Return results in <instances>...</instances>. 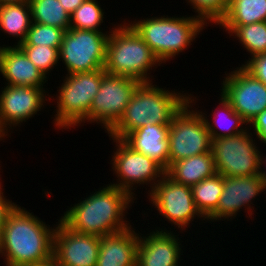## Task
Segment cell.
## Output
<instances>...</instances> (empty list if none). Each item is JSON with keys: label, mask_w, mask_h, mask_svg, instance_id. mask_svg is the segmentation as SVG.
<instances>
[{"label": "cell", "mask_w": 266, "mask_h": 266, "mask_svg": "<svg viewBox=\"0 0 266 266\" xmlns=\"http://www.w3.org/2000/svg\"><path fill=\"white\" fill-rule=\"evenodd\" d=\"M29 266H62L53 256L45 261Z\"/></svg>", "instance_id": "cell-37"}, {"label": "cell", "mask_w": 266, "mask_h": 266, "mask_svg": "<svg viewBox=\"0 0 266 266\" xmlns=\"http://www.w3.org/2000/svg\"><path fill=\"white\" fill-rule=\"evenodd\" d=\"M29 60L47 78L48 73L59 63V49L48 46L18 45ZM50 71V72H49Z\"/></svg>", "instance_id": "cell-30"}, {"label": "cell", "mask_w": 266, "mask_h": 266, "mask_svg": "<svg viewBox=\"0 0 266 266\" xmlns=\"http://www.w3.org/2000/svg\"><path fill=\"white\" fill-rule=\"evenodd\" d=\"M3 46L0 49V73L6 79V85L43 87L48 78L28 59L24 51L18 45Z\"/></svg>", "instance_id": "cell-18"}, {"label": "cell", "mask_w": 266, "mask_h": 266, "mask_svg": "<svg viewBox=\"0 0 266 266\" xmlns=\"http://www.w3.org/2000/svg\"><path fill=\"white\" fill-rule=\"evenodd\" d=\"M110 34L103 31L69 28L64 32L59 48L67 74L104 69L106 45Z\"/></svg>", "instance_id": "cell-9"}, {"label": "cell", "mask_w": 266, "mask_h": 266, "mask_svg": "<svg viewBox=\"0 0 266 266\" xmlns=\"http://www.w3.org/2000/svg\"><path fill=\"white\" fill-rule=\"evenodd\" d=\"M196 98L190 94L189 101L173 117L170 124L169 166L177 160L212 152V140L203 116L196 109L190 110L196 104Z\"/></svg>", "instance_id": "cell-7"}, {"label": "cell", "mask_w": 266, "mask_h": 266, "mask_svg": "<svg viewBox=\"0 0 266 266\" xmlns=\"http://www.w3.org/2000/svg\"><path fill=\"white\" fill-rule=\"evenodd\" d=\"M265 167H266V155L263 156V153H262L260 154V174L259 175L261 177L264 190L266 189V170H265L266 168Z\"/></svg>", "instance_id": "cell-36"}, {"label": "cell", "mask_w": 266, "mask_h": 266, "mask_svg": "<svg viewBox=\"0 0 266 266\" xmlns=\"http://www.w3.org/2000/svg\"><path fill=\"white\" fill-rule=\"evenodd\" d=\"M112 138L116 143V151L112 155V169L118 179L116 183H110L123 191H126L131 197H134L135 193L133 188L135 185L150 184L151 190L155 184L165 174V170L153 159L146 155L140 154L132 150L121 139Z\"/></svg>", "instance_id": "cell-11"}, {"label": "cell", "mask_w": 266, "mask_h": 266, "mask_svg": "<svg viewBox=\"0 0 266 266\" xmlns=\"http://www.w3.org/2000/svg\"><path fill=\"white\" fill-rule=\"evenodd\" d=\"M266 21V0H229L219 26H244Z\"/></svg>", "instance_id": "cell-24"}, {"label": "cell", "mask_w": 266, "mask_h": 266, "mask_svg": "<svg viewBox=\"0 0 266 266\" xmlns=\"http://www.w3.org/2000/svg\"><path fill=\"white\" fill-rule=\"evenodd\" d=\"M248 73L266 85V53L249 57L245 64L241 65Z\"/></svg>", "instance_id": "cell-32"}, {"label": "cell", "mask_w": 266, "mask_h": 266, "mask_svg": "<svg viewBox=\"0 0 266 266\" xmlns=\"http://www.w3.org/2000/svg\"><path fill=\"white\" fill-rule=\"evenodd\" d=\"M32 22L63 29L70 28V14L59 0H29Z\"/></svg>", "instance_id": "cell-26"}, {"label": "cell", "mask_w": 266, "mask_h": 266, "mask_svg": "<svg viewBox=\"0 0 266 266\" xmlns=\"http://www.w3.org/2000/svg\"><path fill=\"white\" fill-rule=\"evenodd\" d=\"M169 127L147 123L128 133L122 141L132 150L153 159L166 171L169 168Z\"/></svg>", "instance_id": "cell-19"}, {"label": "cell", "mask_w": 266, "mask_h": 266, "mask_svg": "<svg viewBox=\"0 0 266 266\" xmlns=\"http://www.w3.org/2000/svg\"><path fill=\"white\" fill-rule=\"evenodd\" d=\"M128 23L150 47L161 64L189 48L204 26H208L195 15L178 18L164 15L137 21L135 19L133 23Z\"/></svg>", "instance_id": "cell-4"}, {"label": "cell", "mask_w": 266, "mask_h": 266, "mask_svg": "<svg viewBox=\"0 0 266 266\" xmlns=\"http://www.w3.org/2000/svg\"><path fill=\"white\" fill-rule=\"evenodd\" d=\"M148 196L159 215L170 224L177 225L180 230L182 228V231L190 226L195 217L205 220L195 206L192 188L174 181L166 173Z\"/></svg>", "instance_id": "cell-12"}, {"label": "cell", "mask_w": 266, "mask_h": 266, "mask_svg": "<svg viewBox=\"0 0 266 266\" xmlns=\"http://www.w3.org/2000/svg\"><path fill=\"white\" fill-rule=\"evenodd\" d=\"M100 237L70 230L60 219L54 232L53 257L62 266H96Z\"/></svg>", "instance_id": "cell-15"}, {"label": "cell", "mask_w": 266, "mask_h": 266, "mask_svg": "<svg viewBox=\"0 0 266 266\" xmlns=\"http://www.w3.org/2000/svg\"><path fill=\"white\" fill-rule=\"evenodd\" d=\"M264 191L260 175L223 177V191L217 209L206 220L209 222L232 220V217L234 219L242 207L246 208L244 210L247 211L249 217H252L254 214L252 200Z\"/></svg>", "instance_id": "cell-16"}, {"label": "cell", "mask_w": 266, "mask_h": 266, "mask_svg": "<svg viewBox=\"0 0 266 266\" xmlns=\"http://www.w3.org/2000/svg\"><path fill=\"white\" fill-rule=\"evenodd\" d=\"M253 126V134L260 140L261 143L266 145V110H263L257 117H255L251 123L249 124V128L252 129L250 126Z\"/></svg>", "instance_id": "cell-33"}, {"label": "cell", "mask_w": 266, "mask_h": 266, "mask_svg": "<svg viewBox=\"0 0 266 266\" xmlns=\"http://www.w3.org/2000/svg\"><path fill=\"white\" fill-rule=\"evenodd\" d=\"M239 40L245 50L249 52L250 57L266 53V21L251 23L244 26H221Z\"/></svg>", "instance_id": "cell-27"}, {"label": "cell", "mask_w": 266, "mask_h": 266, "mask_svg": "<svg viewBox=\"0 0 266 266\" xmlns=\"http://www.w3.org/2000/svg\"><path fill=\"white\" fill-rule=\"evenodd\" d=\"M138 233L128 229L100 237L96 266H136Z\"/></svg>", "instance_id": "cell-20"}, {"label": "cell", "mask_w": 266, "mask_h": 266, "mask_svg": "<svg viewBox=\"0 0 266 266\" xmlns=\"http://www.w3.org/2000/svg\"><path fill=\"white\" fill-rule=\"evenodd\" d=\"M3 138H5V137H4V135L0 132V141L3 140Z\"/></svg>", "instance_id": "cell-39"}, {"label": "cell", "mask_w": 266, "mask_h": 266, "mask_svg": "<svg viewBox=\"0 0 266 266\" xmlns=\"http://www.w3.org/2000/svg\"><path fill=\"white\" fill-rule=\"evenodd\" d=\"M29 2V0H0V5Z\"/></svg>", "instance_id": "cell-38"}, {"label": "cell", "mask_w": 266, "mask_h": 266, "mask_svg": "<svg viewBox=\"0 0 266 266\" xmlns=\"http://www.w3.org/2000/svg\"><path fill=\"white\" fill-rule=\"evenodd\" d=\"M197 12L196 17L201 19L205 24L212 23L217 25L225 16L229 0H187ZM208 21V22H207Z\"/></svg>", "instance_id": "cell-31"}, {"label": "cell", "mask_w": 266, "mask_h": 266, "mask_svg": "<svg viewBox=\"0 0 266 266\" xmlns=\"http://www.w3.org/2000/svg\"><path fill=\"white\" fill-rule=\"evenodd\" d=\"M113 27L106 45L105 72L139 82H153L148 72L161 62L127 22Z\"/></svg>", "instance_id": "cell-5"}, {"label": "cell", "mask_w": 266, "mask_h": 266, "mask_svg": "<svg viewBox=\"0 0 266 266\" xmlns=\"http://www.w3.org/2000/svg\"><path fill=\"white\" fill-rule=\"evenodd\" d=\"M64 30L58 27L32 22L25 40L19 45L60 48Z\"/></svg>", "instance_id": "cell-29"}, {"label": "cell", "mask_w": 266, "mask_h": 266, "mask_svg": "<svg viewBox=\"0 0 266 266\" xmlns=\"http://www.w3.org/2000/svg\"><path fill=\"white\" fill-rule=\"evenodd\" d=\"M85 0H59L64 9L71 15Z\"/></svg>", "instance_id": "cell-35"}, {"label": "cell", "mask_w": 266, "mask_h": 266, "mask_svg": "<svg viewBox=\"0 0 266 266\" xmlns=\"http://www.w3.org/2000/svg\"><path fill=\"white\" fill-rule=\"evenodd\" d=\"M32 24L29 2L0 5V30L16 37L22 43ZM19 37V38H18Z\"/></svg>", "instance_id": "cell-23"}, {"label": "cell", "mask_w": 266, "mask_h": 266, "mask_svg": "<svg viewBox=\"0 0 266 266\" xmlns=\"http://www.w3.org/2000/svg\"><path fill=\"white\" fill-rule=\"evenodd\" d=\"M105 70L66 74L59 87L54 125L59 130L83 123L90 111L93 98L98 93Z\"/></svg>", "instance_id": "cell-6"}, {"label": "cell", "mask_w": 266, "mask_h": 266, "mask_svg": "<svg viewBox=\"0 0 266 266\" xmlns=\"http://www.w3.org/2000/svg\"><path fill=\"white\" fill-rule=\"evenodd\" d=\"M1 184L2 182L0 181V236L4 228L7 215L16 205L12 202V200L10 201L9 199H6V196L3 194L4 192H2L3 185Z\"/></svg>", "instance_id": "cell-34"}, {"label": "cell", "mask_w": 266, "mask_h": 266, "mask_svg": "<svg viewBox=\"0 0 266 266\" xmlns=\"http://www.w3.org/2000/svg\"><path fill=\"white\" fill-rule=\"evenodd\" d=\"M103 10L97 0H85L70 15V28L102 31L99 27L104 22Z\"/></svg>", "instance_id": "cell-28"}, {"label": "cell", "mask_w": 266, "mask_h": 266, "mask_svg": "<svg viewBox=\"0 0 266 266\" xmlns=\"http://www.w3.org/2000/svg\"><path fill=\"white\" fill-rule=\"evenodd\" d=\"M140 83L130 77L105 72L84 123L86 121L99 123L107 130L106 133L109 132L123 116L126 106Z\"/></svg>", "instance_id": "cell-10"}, {"label": "cell", "mask_w": 266, "mask_h": 266, "mask_svg": "<svg viewBox=\"0 0 266 266\" xmlns=\"http://www.w3.org/2000/svg\"><path fill=\"white\" fill-rule=\"evenodd\" d=\"M21 208L9 212L0 236V256L6 266H29L53 256L55 228Z\"/></svg>", "instance_id": "cell-1"}, {"label": "cell", "mask_w": 266, "mask_h": 266, "mask_svg": "<svg viewBox=\"0 0 266 266\" xmlns=\"http://www.w3.org/2000/svg\"><path fill=\"white\" fill-rule=\"evenodd\" d=\"M165 173L174 181L192 187L216 174L212 152L173 162Z\"/></svg>", "instance_id": "cell-21"}, {"label": "cell", "mask_w": 266, "mask_h": 266, "mask_svg": "<svg viewBox=\"0 0 266 266\" xmlns=\"http://www.w3.org/2000/svg\"><path fill=\"white\" fill-rule=\"evenodd\" d=\"M220 96V108L218 109H221L222 111L217 109L218 112L214 111L211 113L213 115L211 120L213 123L211 121L209 122V119L207 118L209 116H207V114L198 110L204 118L211 140L238 135L246 131L249 127V124L237 112H235L232 105L224 98V96L222 94H220ZM222 118H225L226 120ZM244 125H247V127Z\"/></svg>", "instance_id": "cell-22"}, {"label": "cell", "mask_w": 266, "mask_h": 266, "mask_svg": "<svg viewBox=\"0 0 266 266\" xmlns=\"http://www.w3.org/2000/svg\"><path fill=\"white\" fill-rule=\"evenodd\" d=\"M221 94L248 124L266 110V85L242 66L224 77Z\"/></svg>", "instance_id": "cell-13"}, {"label": "cell", "mask_w": 266, "mask_h": 266, "mask_svg": "<svg viewBox=\"0 0 266 266\" xmlns=\"http://www.w3.org/2000/svg\"><path fill=\"white\" fill-rule=\"evenodd\" d=\"M251 135V136H250ZM248 128L235 136L212 140L211 151L216 173L223 177L260 174V153ZM254 138V140H253ZM257 145V147H256Z\"/></svg>", "instance_id": "cell-8"}, {"label": "cell", "mask_w": 266, "mask_h": 266, "mask_svg": "<svg viewBox=\"0 0 266 266\" xmlns=\"http://www.w3.org/2000/svg\"><path fill=\"white\" fill-rule=\"evenodd\" d=\"M191 188L197 210L207 219L217 209L223 191V176L216 173Z\"/></svg>", "instance_id": "cell-25"}, {"label": "cell", "mask_w": 266, "mask_h": 266, "mask_svg": "<svg viewBox=\"0 0 266 266\" xmlns=\"http://www.w3.org/2000/svg\"><path fill=\"white\" fill-rule=\"evenodd\" d=\"M139 234L136 266H181L179 260L183 246L173 231L159 228L145 237Z\"/></svg>", "instance_id": "cell-17"}, {"label": "cell", "mask_w": 266, "mask_h": 266, "mask_svg": "<svg viewBox=\"0 0 266 266\" xmlns=\"http://www.w3.org/2000/svg\"><path fill=\"white\" fill-rule=\"evenodd\" d=\"M134 200L126 191L108 184L71 206L60 220L77 233L103 237L132 226L124 216Z\"/></svg>", "instance_id": "cell-2"}, {"label": "cell", "mask_w": 266, "mask_h": 266, "mask_svg": "<svg viewBox=\"0 0 266 266\" xmlns=\"http://www.w3.org/2000/svg\"><path fill=\"white\" fill-rule=\"evenodd\" d=\"M189 101V94L170 91L141 82L125 108L119 122L108 132L109 137L123 139L128 133L146 125H170L173 117Z\"/></svg>", "instance_id": "cell-3"}, {"label": "cell", "mask_w": 266, "mask_h": 266, "mask_svg": "<svg viewBox=\"0 0 266 266\" xmlns=\"http://www.w3.org/2000/svg\"><path fill=\"white\" fill-rule=\"evenodd\" d=\"M0 92V132L8 135V128L16 127L41 111L46 103L44 87L6 85ZM45 101V102H44ZM42 108V109H41ZM6 134V135H5Z\"/></svg>", "instance_id": "cell-14"}]
</instances>
